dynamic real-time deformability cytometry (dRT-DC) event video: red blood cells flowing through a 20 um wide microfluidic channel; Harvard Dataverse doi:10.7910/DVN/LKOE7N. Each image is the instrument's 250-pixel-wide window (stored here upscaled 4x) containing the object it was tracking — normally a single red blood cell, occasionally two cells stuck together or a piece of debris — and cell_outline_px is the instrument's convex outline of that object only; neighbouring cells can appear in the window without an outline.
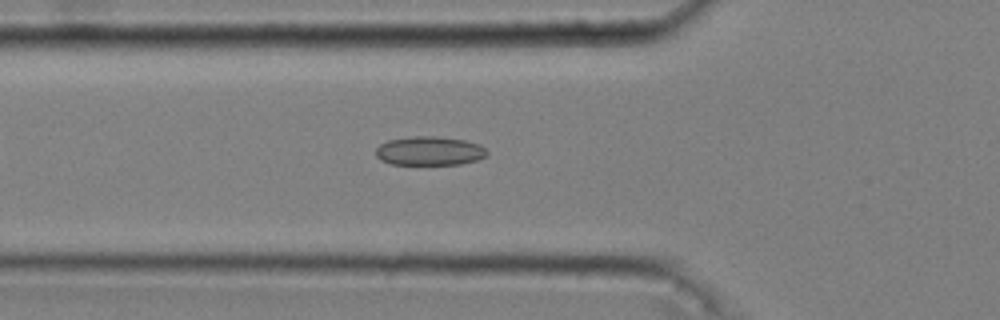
{"species": "common noctule bat (a hibernating species)", "species_latin": "Nyctalus noctula", "temperature_condition": "cold", "stored_images_in_passage": 35, "camera_frame_rate_fps": 3000, "um_per_image_px": 0.085, "animal": {"sex": "male", "body_mass_g": 20.4}, "frame": {"image": 1, "passage_image": 3, "time_ms": 0.667, "image_size_px": [1000, 320], "cell_outline_px": [[488, 152], [484, 156], [476, 160], [460, 164], [392, 164], [380, 160], [376, 156], [376, 148], [380, 144], [388, 140], [412, 136], [436, 136], [464, 140], [480, 144]], "centroid_in_image_um": [36.48, 12.82], "position_along_channel_um": 89.3, "area_um2": 18.67}}
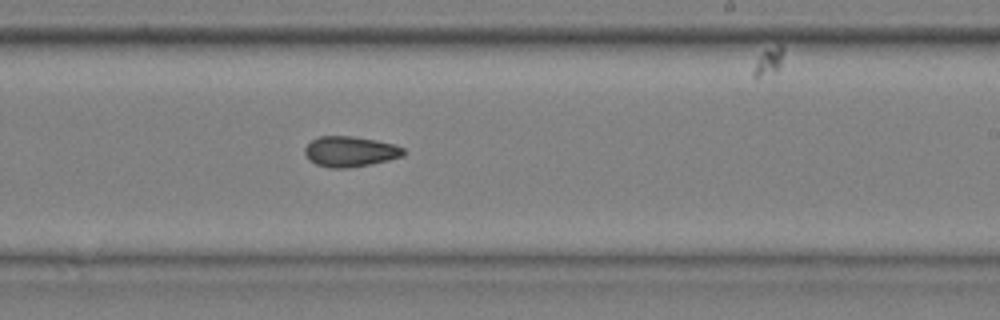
{"frame": {"image": 2, "passage_image": 17, "time_ms": 5.333, "image_size_px": [1000, 320], "cell_outline_px": [[404, 152], [400, 156], [388, 160], [348, 168], [328, 168], [316, 164], [308, 160], [304, 152], [304, 148], [312, 140], [320, 136], [352, 136], [376, 140], [392, 144], [404, 148]], "centroid_in_image_um": [29.7, 12.88], "position_along_channel_um": 259.3, "area_um2": 17.34}}
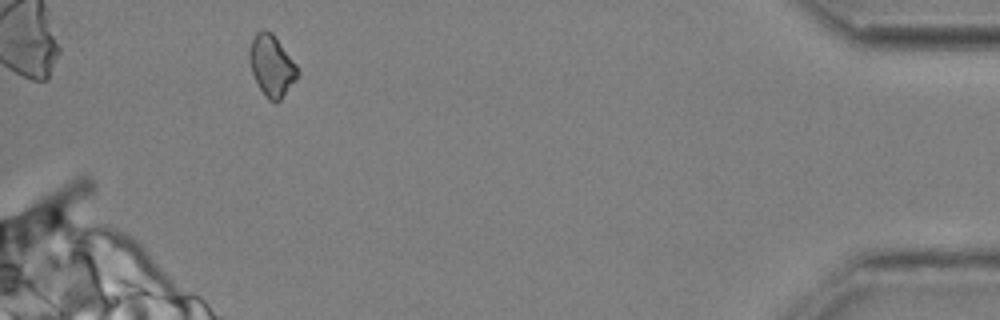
{"frame": {"image": 3, "passage_image": 34, "time_ms": 11.0, "image_size_px": [1000, 320], "cell_outline_px": [[300, 72], [296, 80], [280, 100], [276, 104], [268, 100], [264, 96], [252, 72], [248, 60], [248, 52], [252, 40], [256, 32], [264, 28], [272, 32], [296, 64]], "centroid_in_image_um": [23.09, 5.58], "position_along_channel_um": 412.1, "area_um2": 17.34}}